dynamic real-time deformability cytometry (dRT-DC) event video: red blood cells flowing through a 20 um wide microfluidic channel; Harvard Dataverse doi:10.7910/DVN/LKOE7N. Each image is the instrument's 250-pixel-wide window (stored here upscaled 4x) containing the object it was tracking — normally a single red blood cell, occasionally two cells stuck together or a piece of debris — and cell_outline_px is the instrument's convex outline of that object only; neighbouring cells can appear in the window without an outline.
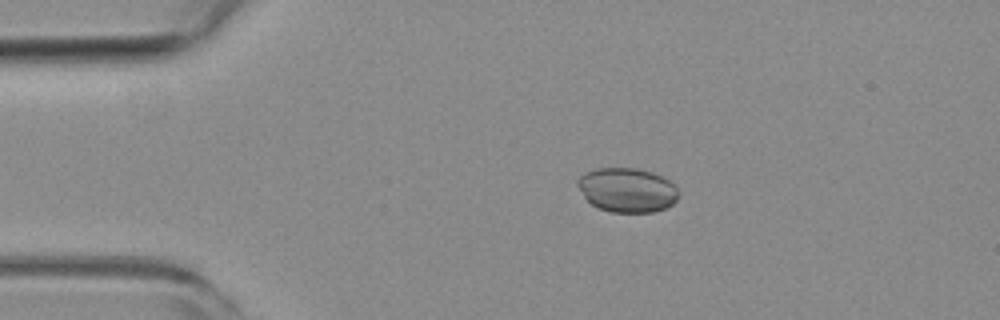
{"species": "common noctule bat (a hibernating species)", "species_latin": "Nyctalus noctula", "temperature_condition": "room temperature", "stored_images_in_passage": 53, "camera_frame_rate_fps": 3000, "um_per_image_px": 0.085, "animal": {"sex": "female", "body_mass_g": 19.3, "forearm_length_mm": 54.1}, "frame": {"image": 1, "passage_image": 10, "time_ms": 3.0, "image_size_px": [1000, 320], "cell_outline_px": [[676, 200], [668, 208], [652, 212], [612, 212], [600, 208], [592, 204], [584, 196], [576, 184], [576, 180], [584, 172], [596, 168], [636, 168], [660, 176], [668, 180], [676, 188]], "centroid_in_image_um": [53.26, 16.15], "position_along_channel_um": 31.7, "area_um2": 25.78}}
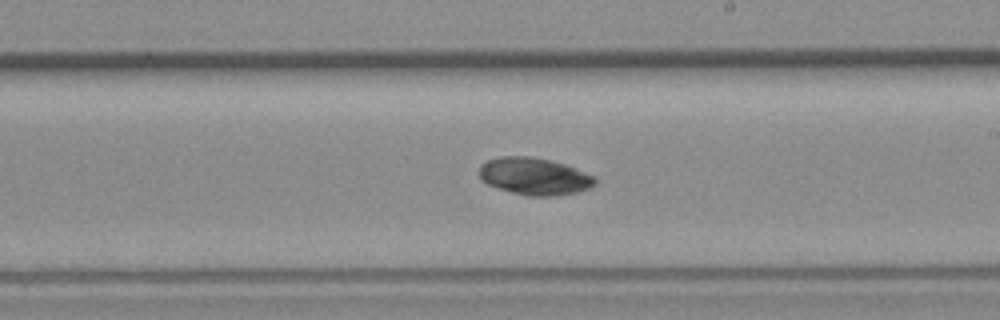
{"frame": {"image": 2, "passage_image": 30, "time_ms": 9.667, "image_size_px": [1000, 320], "cell_outline_px": [[596, 184], [588, 188], [576, 192], [556, 196], [524, 196], [488, 184], [480, 180], [480, 164], [488, 160], [500, 156], [532, 156], [552, 160], [564, 164], [596, 176]], "centroid_in_image_um": [45.43, 14.98], "position_along_channel_um": 243.6, "area_um2": 25.2}}
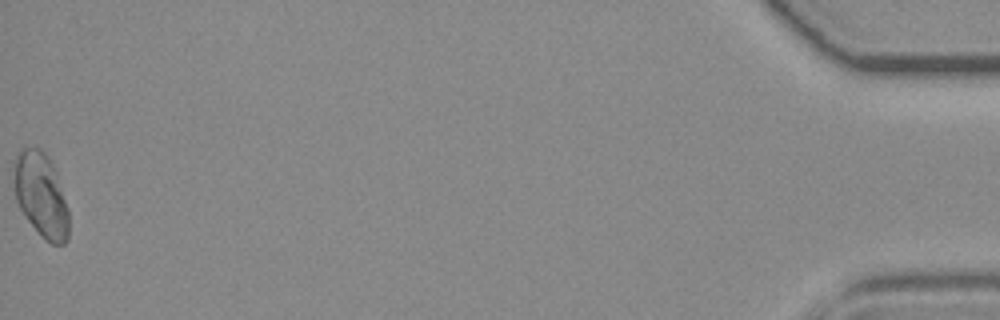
{"frame": {"image": 3, "passage_image": 53, "time_ms": 17.333, "image_size_px": [1000, 320], "cell_outline_px": [[68, 240], [64, 244], [52, 244], [28, 220], [20, 208], [16, 200], [12, 160], [20, 148], [40, 148], [48, 156], [56, 172], [68, 208]], "centroid_in_image_um": [3.47, 16.51], "position_along_channel_um": 431.7, "area_um2": 26.82}}